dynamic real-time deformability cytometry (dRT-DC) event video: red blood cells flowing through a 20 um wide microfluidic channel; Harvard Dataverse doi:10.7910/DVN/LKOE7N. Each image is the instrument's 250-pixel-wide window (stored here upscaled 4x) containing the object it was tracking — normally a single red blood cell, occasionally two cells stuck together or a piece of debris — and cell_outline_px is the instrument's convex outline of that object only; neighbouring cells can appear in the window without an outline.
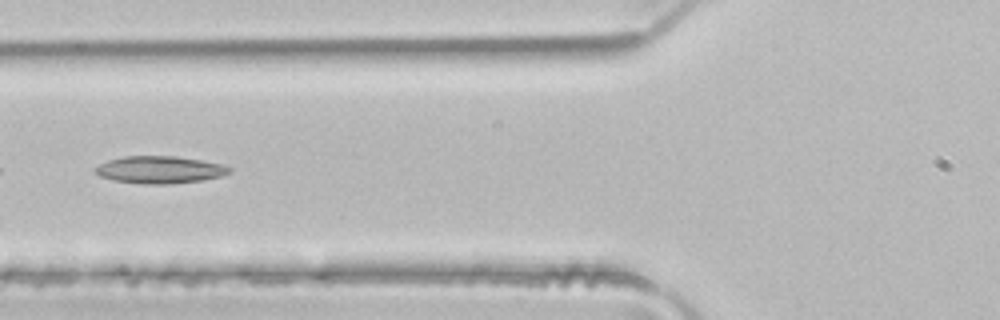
{"species": "common noctule bat (a hibernating species)", "species_latin": "Nyctalus noctula", "temperature_condition": "room temperature", "stored_images_in_passage": 6, "segment_of_instrument_passage": [1, 2], "camera_frame_rate_fps": 3000, "um_per_image_px": 0.085, "animal": {"sex": "male", "body_mass_g": 21.5, "forearm_length_mm": 52.0}, "frame": {"image": 1, "passage_image": 5, "time_ms": 1.333, "image_size_px": [1000, 320], "cell_outline_px": [[232, 172], [220, 176], [204, 180], [164, 184], [144, 184], [112, 180], [100, 176], [96, 172], [96, 168], [100, 164], [108, 160], [124, 156], [176, 156], [200, 160], [220, 164], [232, 168]], "centroid_in_image_um": [13.59, 14.43], "position_along_channel_um": 112.2, "area_um2": 21.15}}